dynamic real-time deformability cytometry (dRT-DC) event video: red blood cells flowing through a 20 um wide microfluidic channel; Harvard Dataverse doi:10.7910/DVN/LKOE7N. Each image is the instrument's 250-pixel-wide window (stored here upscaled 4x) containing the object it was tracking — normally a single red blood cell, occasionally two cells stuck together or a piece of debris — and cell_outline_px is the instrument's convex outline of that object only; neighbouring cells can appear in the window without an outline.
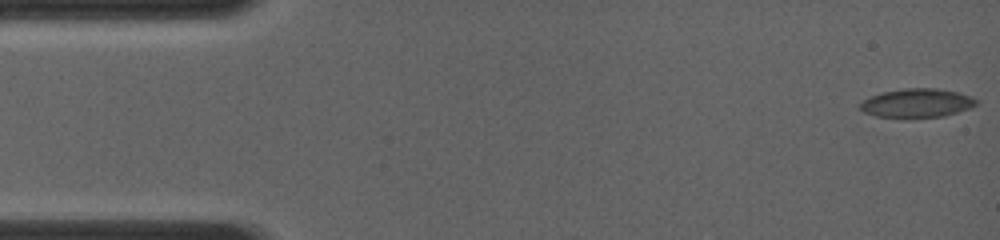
{"species": "common noctule bat (a hibernating species)", "species_latin": "Nyctalus noctula", "temperature_condition": "room temperature", "stored_images_in_passage": 28, "camera_frame_rate_fps": 4000, "um_per_image_px": 0.085, "animal": {"sex": "female", "body_mass_g": 19.0, "forearm_length_mm": 56.7}, "frame": {"image": 1, "passage_image": 1, "time_ms": 0.0, "image_size_px": [1000, 240], "cell_outline_px": [[980, 100], [972, 108], [944, 116], [876, 116], [864, 112], [860, 108], [860, 104], [864, 100], [872, 96], [884, 92], [904, 88], [936, 88], [956, 92], [972, 96]], "centroid_in_image_um": [78.01, 8.74], "position_along_channel_um": 7.0, "area_um2": 19.07}}
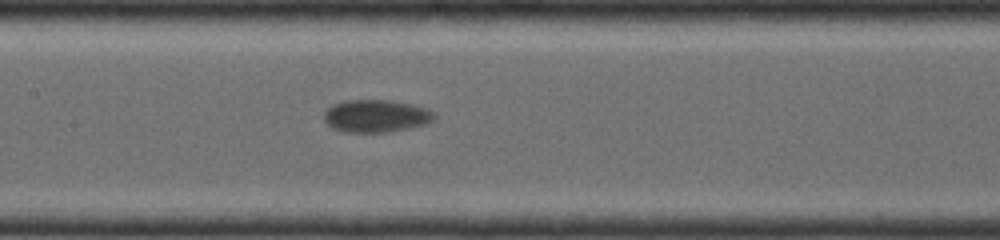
{"frame": {"image": 2, "passage_image": 16, "time_ms": 6.75, "image_size_px": [1000, 240], "cell_outline_px": [[436, 120], [428, 124], [388, 132], [344, 132], [332, 128], [324, 120], [324, 112], [332, 104], [348, 100], [392, 100], [412, 104], [428, 108], [436, 116]], "centroid_in_image_um": [31.99, 9.86], "position_along_channel_um": 175.4, "area_um2": 21.15}}
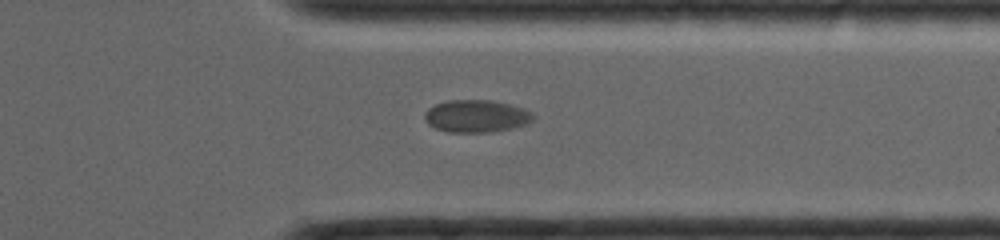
{"frame": {"image": 3, "passage_image": 27, "time_ms": 11.25, "image_size_px": [1000, 240], "cell_outline_px": [[536, 116], [532, 120], [524, 124], [512, 128], [488, 132], [448, 132], [436, 128], [428, 124], [424, 116], [424, 112], [428, 108], [436, 104], [448, 100], [492, 100], [524, 108], [532, 112]], "centroid_in_image_um": [40.48, 9.86], "position_along_channel_um": 370.9, "area_um2": 20.46}}